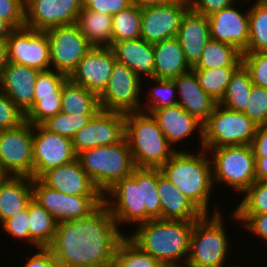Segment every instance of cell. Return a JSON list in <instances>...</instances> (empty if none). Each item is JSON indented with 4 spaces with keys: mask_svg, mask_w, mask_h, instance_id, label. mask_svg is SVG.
<instances>
[{
    "mask_svg": "<svg viewBox=\"0 0 267 267\" xmlns=\"http://www.w3.org/2000/svg\"><path fill=\"white\" fill-rule=\"evenodd\" d=\"M0 172L4 176H33V125L0 131Z\"/></svg>",
    "mask_w": 267,
    "mask_h": 267,
    "instance_id": "8fae6325",
    "label": "cell"
},
{
    "mask_svg": "<svg viewBox=\"0 0 267 267\" xmlns=\"http://www.w3.org/2000/svg\"><path fill=\"white\" fill-rule=\"evenodd\" d=\"M110 48L114 52L116 61L129 67L141 80L154 78L153 44L140 37L112 42Z\"/></svg>",
    "mask_w": 267,
    "mask_h": 267,
    "instance_id": "4316f807",
    "label": "cell"
},
{
    "mask_svg": "<svg viewBox=\"0 0 267 267\" xmlns=\"http://www.w3.org/2000/svg\"><path fill=\"white\" fill-rule=\"evenodd\" d=\"M211 152L213 184L230 185L232 189L244 193L256 181L255 157L251 145L223 146L205 149Z\"/></svg>",
    "mask_w": 267,
    "mask_h": 267,
    "instance_id": "52a82bcc",
    "label": "cell"
},
{
    "mask_svg": "<svg viewBox=\"0 0 267 267\" xmlns=\"http://www.w3.org/2000/svg\"><path fill=\"white\" fill-rule=\"evenodd\" d=\"M188 3L190 9L206 17L223 8L235 5L233 0H188Z\"/></svg>",
    "mask_w": 267,
    "mask_h": 267,
    "instance_id": "f5cc1de1",
    "label": "cell"
},
{
    "mask_svg": "<svg viewBox=\"0 0 267 267\" xmlns=\"http://www.w3.org/2000/svg\"><path fill=\"white\" fill-rule=\"evenodd\" d=\"M172 80L179 96L177 97L178 105L204 124L218 102L203 90L192 69Z\"/></svg>",
    "mask_w": 267,
    "mask_h": 267,
    "instance_id": "7402d4cb",
    "label": "cell"
},
{
    "mask_svg": "<svg viewBox=\"0 0 267 267\" xmlns=\"http://www.w3.org/2000/svg\"><path fill=\"white\" fill-rule=\"evenodd\" d=\"M142 207L153 219H161V202L157 192V169L141 168Z\"/></svg>",
    "mask_w": 267,
    "mask_h": 267,
    "instance_id": "b9f144b4",
    "label": "cell"
},
{
    "mask_svg": "<svg viewBox=\"0 0 267 267\" xmlns=\"http://www.w3.org/2000/svg\"><path fill=\"white\" fill-rule=\"evenodd\" d=\"M172 0H130L131 4L137 6L138 8H146L150 6H158Z\"/></svg>",
    "mask_w": 267,
    "mask_h": 267,
    "instance_id": "680465c9",
    "label": "cell"
},
{
    "mask_svg": "<svg viewBox=\"0 0 267 267\" xmlns=\"http://www.w3.org/2000/svg\"><path fill=\"white\" fill-rule=\"evenodd\" d=\"M242 65L249 72L254 85L267 88V51L243 53Z\"/></svg>",
    "mask_w": 267,
    "mask_h": 267,
    "instance_id": "f6af8a7d",
    "label": "cell"
},
{
    "mask_svg": "<svg viewBox=\"0 0 267 267\" xmlns=\"http://www.w3.org/2000/svg\"><path fill=\"white\" fill-rule=\"evenodd\" d=\"M176 38L192 68L201 58L205 45L211 39L208 17L188 9L182 18Z\"/></svg>",
    "mask_w": 267,
    "mask_h": 267,
    "instance_id": "603a6c76",
    "label": "cell"
},
{
    "mask_svg": "<svg viewBox=\"0 0 267 267\" xmlns=\"http://www.w3.org/2000/svg\"><path fill=\"white\" fill-rule=\"evenodd\" d=\"M256 180L267 181V154H254Z\"/></svg>",
    "mask_w": 267,
    "mask_h": 267,
    "instance_id": "9f6ffc18",
    "label": "cell"
},
{
    "mask_svg": "<svg viewBox=\"0 0 267 267\" xmlns=\"http://www.w3.org/2000/svg\"><path fill=\"white\" fill-rule=\"evenodd\" d=\"M251 146L254 154H267V123L257 127Z\"/></svg>",
    "mask_w": 267,
    "mask_h": 267,
    "instance_id": "11a10c76",
    "label": "cell"
},
{
    "mask_svg": "<svg viewBox=\"0 0 267 267\" xmlns=\"http://www.w3.org/2000/svg\"><path fill=\"white\" fill-rule=\"evenodd\" d=\"M75 24L93 47H111L112 15L82 8Z\"/></svg>",
    "mask_w": 267,
    "mask_h": 267,
    "instance_id": "f546056e",
    "label": "cell"
},
{
    "mask_svg": "<svg viewBox=\"0 0 267 267\" xmlns=\"http://www.w3.org/2000/svg\"><path fill=\"white\" fill-rule=\"evenodd\" d=\"M131 5L130 0H83V9L113 15Z\"/></svg>",
    "mask_w": 267,
    "mask_h": 267,
    "instance_id": "816d5d0a",
    "label": "cell"
},
{
    "mask_svg": "<svg viewBox=\"0 0 267 267\" xmlns=\"http://www.w3.org/2000/svg\"><path fill=\"white\" fill-rule=\"evenodd\" d=\"M100 110L99 97L69 78L64 81L61 112L72 115H95Z\"/></svg>",
    "mask_w": 267,
    "mask_h": 267,
    "instance_id": "4dcf8cb0",
    "label": "cell"
},
{
    "mask_svg": "<svg viewBox=\"0 0 267 267\" xmlns=\"http://www.w3.org/2000/svg\"><path fill=\"white\" fill-rule=\"evenodd\" d=\"M142 80L125 64L115 61L108 85L99 96L101 110L123 113L141 111Z\"/></svg>",
    "mask_w": 267,
    "mask_h": 267,
    "instance_id": "4fadbf2b",
    "label": "cell"
},
{
    "mask_svg": "<svg viewBox=\"0 0 267 267\" xmlns=\"http://www.w3.org/2000/svg\"><path fill=\"white\" fill-rule=\"evenodd\" d=\"M39 180L49 188L68 195H102L77 159L55 167Z\"/></svg>",
    "mask_w": 267,
    "mask_h": 267,
    "instance_id": "cb8c5ba5",
    "label": "cell"
},
{
    "mask_svg": "<svg viewBox=\"0 0 267 267\" xmlns=\"http://www.w3.org/2000/svg\"><path fill=\"white\" fill-rule=\"evenodd\" d=\"M257 127L243 112L230 110L217 104L204 123L203 148L251 145Z\"/></svg>",
    "mask_w": 267,
    "mask_h": 267,
    "instance_id": "ba28073f",
    "label": "cell"
},
{
    "mask_svg": "<svg viewBox=\"0 0 267 267\" xmlns=\"http://www.w3.org/2000/svg\"><path fill=\"white\" fill-rule=\"evenodd\" d=\"M3 176H4V175L0 172V180L2 179Z\"/></svg>",
    "mask_w": 267,
    "mask_h": 267,
    "instance_id": "6125c7cd",
    "label": "cell"
},
{
    "mask_svg": "<svg viewBox=\"0 0 267 267\" xmlns=\"http://www.w3.org/2000/svg\"><path fill=\"white\" fill-rule=\"evenodd\" d=\"M24 122V113L0 89V131L17 128Z\"/></svg>",
    "mask_w": 267,
    "mask_h": 267,
    "instance_id": "7dc6e473",
    "label": "cell"
},
{
    "mask_svg": "<svg viewBox=\"0 0 267 267\" xmlns=\"http://www.w3.org/2000/svg\"><path fill=\"white\" fill-rule=\"evenodd\" d=\"M112 267H167L143 252L127 235L118 244Z\"/></svg>",
    "mask_w": 267,
    "mask_h": 267,
    "instance_id": "d590c367",
    "label": "cell"
},
{
    "mask_svg": "<svg viewBox=\"0 0 267 267\" xmlns=\"http://www.w3.org/2000/svg\"><path fill=\"white\" fill-rule=\"evenodd\" d=\"M253 82L246 68L241 65L231 76L226 92L218 103L230 110L243 112L249 100Z\"/></svg>",
    "mask_w": 267,
    "mask_h": 267,
    "instance_id": "836d02e7",
    "label": "cell"
},
{
    "mask_svg": "<svg viewBox=\"0 0 267 267\" xmlns=\"http://www.w3.org/2000/svg\"><path fill=\"white\" fill-rule=\"evenodd\" d=\"M24 267H59L57 261L48 248H38L31 256Z\"/></svg>",
    "mask_w": 267,
    "mask_h": 267,
    "instance_id": "db71d44e",
    "label": "cell"
},
{
    "mask_svg": "<svg viewBox=\"0 0 267 267\" xmlns=\"http://www.w3.org/2000/svg\"><path fill=\"white\" fill-rule=\"evenodd\" d=\"M49 41L50 69L69 77L92 45L76 24L45 30ZM52 65V66H51Z\"/></svg>",
    "mask_w": 267,
    "mask_h": 267,
    "instance_id": "7c38bea8",
    "label": "cell"
},
{
    "mask_svg": "<svg viewBox=\"0 0 267 267\" xmlns=\"http://www.w3.org/2000/svg\"><path fill=\"white\" fill-rule=\"evenodd\" d=\"M153 52L154 78L172 80L192 69L176 37L153 44Z\"/></svg>",
    "mask_w": 267,
    "mask_h": 267,
    "instance_id": "f1b7e54d",
    "label": "cell"
},
{
    "mask_svg": "<svg viewBox=\"0 0 267 267\" xmlns=\"http://www.w3.org/2000/svg\"><path fill=\"white\" fill-rule=\"evenodd\" d=\"M76 159L102 195L135 169L125 137L114 145L83 150Z\"/></svg>",
    "mask_w": 267,
    "mask_h": 267,
    "instance_id": "5b68a950",
    "label": "cell"
},
{
    "mask_svg": "<svg viewBox=\"0 0 267 267\" xmlns=\"http://www.w3.org/2000/svg\"><path fill=\"white\" fill-rule=\"evenodd\" d=\"M157 192L161 202V219L197 221L204 214L157 169Z\"/></svg>",
    "mask_w": 267,
    "mask_h": 267,
    "instance_id": "484cf974",
    "label": "cell"
},
{
    "mask_svg": "<svg viewBox=\"0 0 267 267\" xmlns=\"http://www.w3.org/2000/svg\"><path fill=\"white\" fill-rule=\"evenodd\" d=\"M232 219L240 222L243 229H247L253 235H256L267 242V213L264 214H235L232 211Z\"/></svg>",
    "mask_w": 267,
    "mask_h": 267,
    "instance_id": "f907efd6",
    "label": "cell"
},
{
    "mask_svg": "<svg viewBox=\"0 0 267 267\" xmlns=\"http://www.w3.org/2000/svg\"><path fill=\"white\" fill-rule=\"evenodd\" d=\"M209 153L201 148L197 153L177 150L160 168L171 181L204 215L209 213V199L214 188Z\"/></svg>",
    "mask_w": 267,
    "mask_h": 267,
    "instance_id": "3957f363",
    "label": "cell"
},
{
    "mask_svg": "<svg viewBox=\"0 0 267 267\" xmlns=\"http://www.w3.org/2000/svg\"><path fill=\"white\" fill-rule=\"evenodd\" d=\"M76 156L71 138L50 132L41 124L33 125L32 179H40L55 167L72 162Z\"/></svg>",
    "mask_w": 267,
    "mask_h": 267,
    "instance_id": "5bb4252c",
    "label": "cell"
},
{
    "mask_svg": "<svg viewBox=\"0 0 267 267\" xmlns=\"http://www.w3.org/2000/svg\"><path fill=\"white\" fill-rule=\"evenodd\" d=\"M14 28L5 20L0 18V40H6Z\"/></svg>",
    "mask_w": 267,
    "mask_h": 267,
    "instance_id": "91938a15",
    "label": "cell"
},
{
    "mask_svg": "<svg viewBox=\"0 0 267 267\" xmlns=\"http://www.w3.org/2000/svg\"><path fill=\"white\" fill-rule=\"evenodd\" d=\"M243 113L257 126L267 123V88L253 84Z\"/></svg>",
    "mask_w": 267,
    "mask_h": 267,
    "instance_id": "ee69618b",
    "label": "cell"
},
{
    "mask_svg": "<svg viewBox=\"0 0 267 267\" xmlns=\"http://www.w3.org/2000/svg\"><path fill=\"white\" fill-rule=\"evenodd\" d=\"M83 0H24L25 27L45 31L75 24Z\"/></svg>",
    "mask_w": 267,
    "mask_h": 267,
    "instance_id": "ac0fdd59",
    "label": "cell"
},
{
    "mask_svg": "<svg viewBox=\"0 0 267 267\" xmlns=\"http://www.w3.org/2000/svg\"><path fill=\"white\" fill-rule=\"evenodd\" d=\"M8 62L35 68L50 69L49 41L45 31L27 27L14 29L6 39Z\"/></svg>",
    "mask_w": 267,
    "mask_h": 267,
    "instance_id": "2e32d148",
    "label": "cell"
},
{
    "mask_svg": "<svg viewBox=\"0 0 267 267\" xmlns=\"http://www.w3.org/2000/svg\"><path fill=\"white\" fill-rule=\"evenodd\" d=\"M67 78L65 74L52 69L40 71L35 82L34 95L62 94Z\"/></svg>",
    "mask_w": 267,
    "mask_h": 267,
    "instance_id": "bcb514c9",
    "label": "cell"
},
{
    "mask_svg": "<svg viewBox=\"0 0 267 267\" xmlns=\"http://www.w3.org/2000/svg\"><path fill=\"white\" fill-rule=\"evenodd\" d=\"M242 53L235 47L210 39L205 45L201 58L192 70L218 67H240Z\"/></svg>",
    "mask_w": 267,
    "mask_h": 267,
    "instance_id": "d6a6232c",
    "label": "cell"
},
{
    "mask_svg": "<svg viewBox=\"0 0 267 267\" xmlns=\"http://www.w3.org/2000/svg\"><path fill=\"white\" fill-rule=\"evenodd\" d=\"M188 9V0H172L142 8L140 37L150 44L175 38Z\"/></svg>",
    "mask_w": 267,
    "mask_h": 267,
    "instance_id": "9a60e30c",
    "label": "cell"
},
{
    "mask_svg": "<svg viewBox=\"0 0 267 267\" xmlns=\"http://www.w3.org/2000/svg\"><path fill=\"white\" fill-rule=\"evenodd\" d=\"M235 266H236V267H241L240 265H238V266L235 265ZM235 266H234V265H233V266L230 265V266H228V267H235ZM225 267H227V266L225 265Z\"/></svg>",
    "mask_w": 267,
    "mask_h": 267,
    "instance_id": "94428289",
    "label": "cell"
},
{
    "mask_svg": "<svg viewBox=\"0 0 267 267\" xmlns=\"http://www.w3.org/2000/svg\"><path fill=\"white\" fill-rule=\"evenodd\" d=\"M7 64H8V53H7L6 40H0V80Z\"/></svg>",
    "mask_w": 267,
    "mask_h": 267,
    "instance_id": "6f0895ef",
    "label": "cell"
},
{
    "mask_svg": "<svg viewBox=\"0 0 267 267\" xmlns=\"http://www.w3.org/2000/svg\"><path fill=\"white\" fill-rule=\"evenodd\" d=\"M254 3L252 8L248 7L249 41L244 53L267 51V0Z\"/></svg>",
    "mask_w": 267,
    "mask_h": 267,
    "instance_id": "e575fe53",
    "label": "cell"
},
{
    "mask_svg": "<svg viewBox=\"0 0 267 267\" xmlns=\"http://www.w3.org/2000/svg\"><path fill=\"white\" fill-rule=\"evenodd\" d=\"M203 215L194 222L190 238L187 267H224L229 252V238L225 231L221 209Z\"/></svg>",
    "mask_w": 267,
    "mask_h": 267,
    "instance_id": "8992f818",
    "label": "cell"
},
{
    "mask_svg": "<svg viewBox=\"0 0 267 267\" xmlns=\"http://www.w3.org/2000/svg\"><path fill=\"white\" fill-rule=\"evenodd\" d=\"M125 236L102 203L87 217L58 223L47 248L59 267H112Z\"/></svg>",
    "mask_w": 267,
    "mask_h": 267,
    "instance_id": "6da1fadb",
    "label": "cell"
},
{
    "mask_svg": "<svg viewBox=\"0 0 267 267\" xmlns=\"http://www.w3.org/2000/svg\"><path fill=\"white\" fill-rule=\"evenodd\" d=\"M1 227L6 234L12 236V238H18L19 241H27L30 244V230L28 223V206L17 215L5 220Z\"/></svg>",
    "mask_w": 267,
    "mask_h": 267,
    "instance_id": "681fc988",
    "label": "cell"
},
{
    "mask_svg": "<svg viewBox=\"0 0 267 267\" xmlns=\"http://www.w3.org/2000/svg\"><path fill=\"white\" fill-rule=\"evenodd\" d=\"M239 67H218L205 70H193L200 86L218 103L223 98L231 76Z\"/></svg>",
    "mask_w": 267,
    "mask_h": 267,
    "instance_id": "74e56055",
    "label": "cell"
},
{
    "mask_svg": "<svg viewBox=\"0 0 267 267\" xmlns=\"http://www.w3.org/2000/svg\"><path fill=\"white\" fill-rule=\"evenodd\" d=\"M110 197V198H109ZM103 203L119 224H142L153 218L142 207L141 168H135L132 174L116 182L103 194Z\"/></svg>",
    "mask_w": 267,
    "mask_h": 267,
    "instance_id": "9c48e42d",
    "label": "cell"
},
{
    "mask_svg": "<svg viewBox=\"0 0 267 267\" xmlns=\"http://www.w3.org/2000/svg\"><path fill=\"white\" fill-rule=\"evenodd\" d=\"M125 137V113L99 110L91 121L72 138L73 149L79 152L114 145Z\"/></svg>",
    "mask_w": 267,
    "mask_h": 267,
    "instance_id": "e0dca14e",
    "label": "cell"
},
{
    "mask_svg": "<svg viewBox=\"0 0 267 267\" xmlns=\"http://www.w3.org/2000/svg\"><path fill=\"white\" fill-rule=\"evenodd\" d=\"M208 22L211 39L244 53L249 41V10L241 12L231 5L209 16Z\"/></svg>",
    "mask_w": 267,
    "mask_h": 267,
    "instance_id": "ffe728a7",
    "label": "cell"
},
{
    "mask_svg": "<svg viewBox=\"0 0 267 267\" xmlns=\"http://www.w3.org/2000/svg\"><path fill=\"white\" fill-rule=\"evenodd\" d=\"M30 245L36 249L47 248L53 241L57 222L52 215L33 198L28 204Z\"/></svg>",
    "mask_w": 267,
    "mask_h": 267,
    "instance_id": "1f68e13d",
    "label": "cell"
},
{
    "mask_svg": "<svg viewBox=\"0 0 267 267\" xmlns=\"http://www.w3.org/2000/svg\"><path fill=\"white\" fill-rule=\"evenodd\" d=\"M93 116H79L60 112L55 116L47 118L41 125L50 132L72 139L79 130L91 121Z\"/></svg>",
    "mask_w": 267,
    "mask_h": 267,
    "instance_id": "ab89813d",
    "label": "cell"
},
{
    "mask_svg": "<svg viewBox=\"0 0 267 267\" xmlns=\"http://www.w3.org/2000/svg\"><path fill=\"white\" fill-rule=\"evenodd\" d=\"M141 8L131 4L112 15V42L140 38Z\"/></svg>",
    "mask_w": 267,
    "mask_h": 267,
    "instance_id": "8d00e7d4",
    "label": "cell"
},
{
    "mask_svg": "<svg viewBox=\"0 0 267 267\" xmlns=\"http://www.w3.org/2000/svg\"><path fill=\"white\" fill-rule=\"evenodd\" d=\"M62 94L34 95V104L25 114V121L40 125L47 118L61 112Z\"/></svg>",
    "mask_w": 267,
    "mask_h": 267,
    "instance_id": "7bdbcfd3",
    "label": "cell"
},
{
    "mask_svg": "<svg viewBox=\"0 0 267 267\" xmlns=\"http://www.w3.org/2000/svg\"><path fill=\"white\" fill-rule=\"evenodd\" d=\"M40 71L8 62L0 80V89L24 113L34 104L35 82Z\"/></svg>",
    "mask_w": 267,
    "mask_h": 267,
    "instance_id": "44dd1931",
    "label": "cell"
},
{
    "mask_svg": "<svg viewBox=\"0 0 267 267\" xmlns=\"http://www.w3.org/2000/svg\"><path fill=\"white\" fill-rule=\"evenodd\" d=\"M32 198L31 177L3 176L0 180V223L26 209Z\"/></svg>",
    "mask_w": 267,
    "mask_h": 267,
    "instance_id": "83f0119b",
    "label": "cell"
},
{
    "mask_svg": "<svg viewBox=\"0 0 267 267\" xmlns=\"http://www.w3.org/2000/svg\"><path fill=\"white\" fill-rule=\"evenodd\" d=\"M242 196L240 204L234 208L235 214L267 213V181L256 180Z\"/></svg>",
    "mask_w": 267,
    "mask_h": 267,
    "instance_id": "60d3db41",
    "label": "cell"
},
{
    "mask_svg": "<svg viewBox=\"0 0 267 267\" xmlns=\"http://www.w3.org/2000/svg\"><path fill=\"white\" fill-rule=\"evenodd\" d=\"M149 81L156 82L155 86L147 93V100L145 103L146 108L141 111L152 114L155 110L161 108L172 107L178 104L176 86L173 80L150 78ZM148 102V103H147Z\"/></svg>",
    "mask_w": 267,
    "mask_h": 267,
    "instance_id": "f35d334b",
    "label": "cell"
},
{
    "mask_svg": "<svg viewBox=\"0 0 267 267\" xmlns=\"http://www.w3.org/2000/svg\"><path fill=\"white\" fill-rule=\"evenodd\" d=\"M125 139L135 168L160 169L177 151L152 114L144 111L125 113Z\"/></svg>",
    "mask_w": 267,
    "mask_h": 267,
    "instance_id": "277c9868",
    "label": "cell"
},
{
    "mask_svg": "<svg viewBox=\"0 0 267 267\" xmlns=\"http://www.w3.org/2000/svg\"><path fill=\"white\" fill-rule=\"evenodd\" d=\"M33 199L44 207L58 223L84 218L102 203L103 195H68L32 179Z\"/></svg>",
    "mask_w": 267,
    "mask_h": 267,
    "instance_id": "30bf717a",
    "label": "cell"
},
{
    "mask_svg": "<svg viewBox=\"0 0 267 267\" xmlns=\"http://www.w3.org/2000/svg\"><path fill=\"white\" fill-rule=\"evenodd\" d=\"M115 61L110 47H92L68 78L99 97L108 85Z\"/></svg>",
    "mask_w": 267,
    "mask_h": 267,
    "instance_id": "d6986e66",
    "label": "cell"
},
{
    "mask_svg": "<svg viewBox=\"0 0 267 267\" xmlns=\"http://www.w3.org/2000/svg\"><path fill=\"white\" fill-rule=\"evenodd\" d=\"M0 18L14 29L25 27L24 0H0Z\"/></svg>",
    "mask_w": 267,
    "mask_h": 267,
    "instance_id": "c3c4849f",
    "label": "cell"
},
{
    "mask_svg": "<svg viewBox=\"0 0 267 267\" xmlns=\"http://www.w3.org/2000/svg\"><path fill=\"white\" fill-rule=\"evenodd\" d=\"M194 222L152 219L137 225L127 237L167 267L186 266Z\"/></svg>",
    "mask_w": 267,
    "mask_h": 267,
    "instance_id": "7a4b0ae2",
    "label": "cell"
},
{
    "mask_svg": "<svg viewBox=\"0 0 267 267\" xmlns=\"http://www.w3.org/2000/svg\"><path fill=\"white\" fill-rule=\"evenodd\" d=\"M152 116L156 119L158 126L165 135L167 141L174 147L177 142L192 137L195 130H199L201 148H203V128L204 124L196 117L188 114L178 104L172 107L155 110ZM176 144V145H174Z\"/></svg>",
    "mask_w": 267,
    "mask_h": 267,
    "instance_id": "d4e9b609",
    "label": "cell"
}]
</instances>
